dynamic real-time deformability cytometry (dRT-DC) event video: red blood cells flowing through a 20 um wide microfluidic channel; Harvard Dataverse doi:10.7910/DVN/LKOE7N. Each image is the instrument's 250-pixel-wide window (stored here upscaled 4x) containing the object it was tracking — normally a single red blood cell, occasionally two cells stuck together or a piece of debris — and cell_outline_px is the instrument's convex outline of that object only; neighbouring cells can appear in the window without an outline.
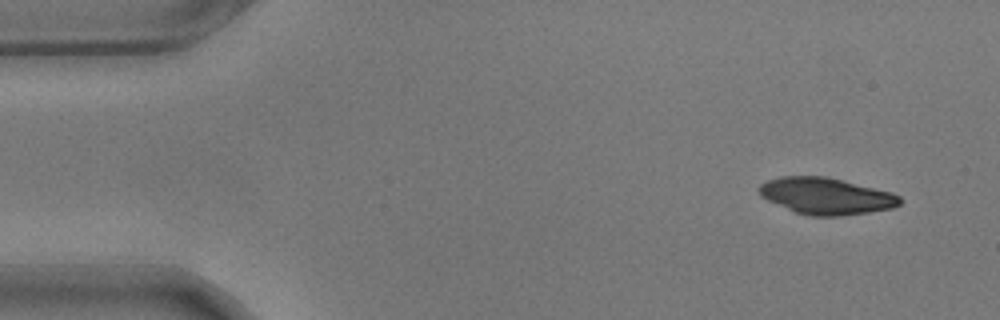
{"species": "common noctule bat (a hibernating species)", "species_latin": "Nyctalus noctula", "temperature_condition": "warm", "stored_images_in_passage": 5, "camera_frame_rate_fps": 3000, "um_per_image_px": 0.085, "animal": {"sex": "male", "body_mass_g": 17.9}, "frame": {"image": 1, "passage_image": 1, "time_ms": 0.0, "image_size_px": [1000, 320], "cell_outline_px": [[904, 200], [900, 204], [892, 208], [868, 212], [840, 216], [812, 216], [796, 212], [768, 200], [760, 196], [756, 188], [760, 184], [768, 180], [780, 176], [824, 176], [844, 180], [892, 192], [900, 196]], "centroid_in_image_um": [70.22, 16.65], "position_along_channel_um": 14.8, "area_um2": 30.11}}